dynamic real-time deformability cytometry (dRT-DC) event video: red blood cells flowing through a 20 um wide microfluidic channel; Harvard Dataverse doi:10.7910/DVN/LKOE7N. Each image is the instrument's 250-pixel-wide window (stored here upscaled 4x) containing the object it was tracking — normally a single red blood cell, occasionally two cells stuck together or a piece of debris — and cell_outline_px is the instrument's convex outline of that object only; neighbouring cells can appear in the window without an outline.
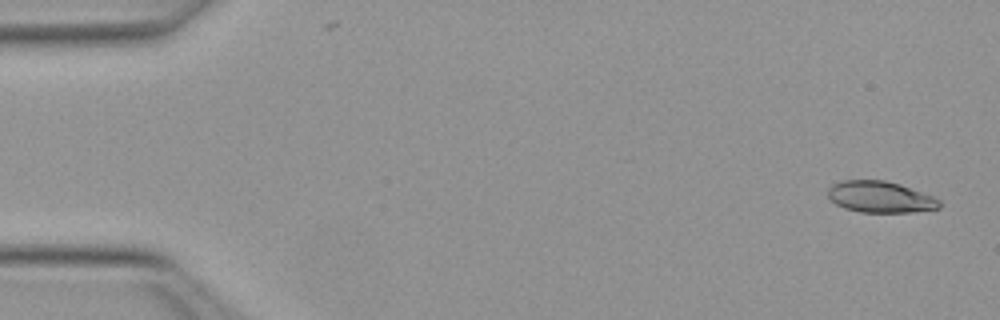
{"species": "Egyptian fruit bat (a non-hibernating species)", "species_latin": "Rousettus aegyptiacus", "temperature_condition": "warm", "stored_images_in_passage": 16, "camera_frame_rate_fps": 3000, "um_per_image_px": 0.085, "animal": {"sex": "female"}, "frame": {"image": 1, "passage_image": 2, "time_ms": 0.333, "image_size_px": [1000, 320], "cell_outline_px": [[940, 208], [912, 212], [860, 212], [844, 208], [836, 204], [828, 196], [828, 188], [832, 184], [840, 180], [884, 180], [900, 184], [932, 196], [940, 200]], "centroid_in_image_um": [74.8, 16.74], "position_along_channel_um": 10.2, "area_um2": 20.35}}
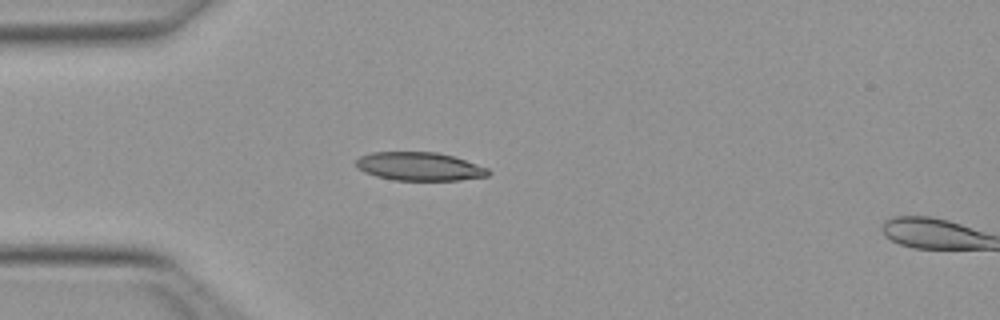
{"frame": {"image": 2, "passage_image": 14, "time_ms": 4.333, "image_size_px": [1000, 320], "cell_outline_px": [[492, 172], [488, 176], [460, 180], [392, 180], [376, 176], [364, 172], [356, 168], [356, 160], [360, 156], [372, 152], [436, 152], [452, 156], [488, 168]], "centroid_in_image_um": [35.63, 14.15], "position_along_channel_um": 49.4, "area_um2": 21.91}}